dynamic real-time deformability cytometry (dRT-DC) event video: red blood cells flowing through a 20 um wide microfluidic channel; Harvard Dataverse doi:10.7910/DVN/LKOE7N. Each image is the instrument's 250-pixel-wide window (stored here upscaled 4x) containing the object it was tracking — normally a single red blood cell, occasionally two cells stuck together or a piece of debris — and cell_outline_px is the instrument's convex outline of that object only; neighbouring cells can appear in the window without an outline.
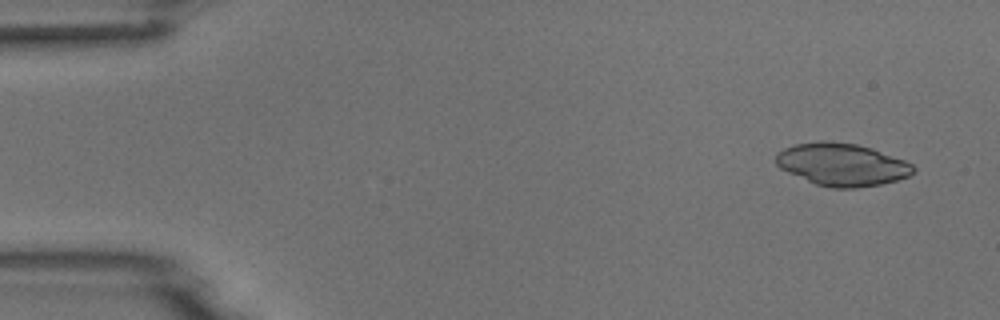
{"species": "common noctule bat (a hibernating species)", "species_latin": "Nyctalus noctula", "temperature_condition": "room temperature", "stored_images_in_passage": 5, "camera_frame_rate_fps": 3000, "um_per_image_px": 0.085, "animal": {"sex": "male", "body_mass_g": 18.8}, "frame": {"image": 1, "passage_image": 1, "time_ms": 0.0, "image_size_px": [1000, 320], "cell_outline_px": [[916, 168], [908, 176], [896, 180], [880, 184], [856, 188], [832, 188], [816, 184], [788, 172], [780, 168], [776, 164], [776, 152], [784, 148], [796, 144], [820, 140], [828, 140], [856, 144], [872, 148], [904, 160], [912, 164]], "centroid_in_image_um": [71.55, 13.97], "position_along_channel_um": 13.5, "area_um2": 33.99}}